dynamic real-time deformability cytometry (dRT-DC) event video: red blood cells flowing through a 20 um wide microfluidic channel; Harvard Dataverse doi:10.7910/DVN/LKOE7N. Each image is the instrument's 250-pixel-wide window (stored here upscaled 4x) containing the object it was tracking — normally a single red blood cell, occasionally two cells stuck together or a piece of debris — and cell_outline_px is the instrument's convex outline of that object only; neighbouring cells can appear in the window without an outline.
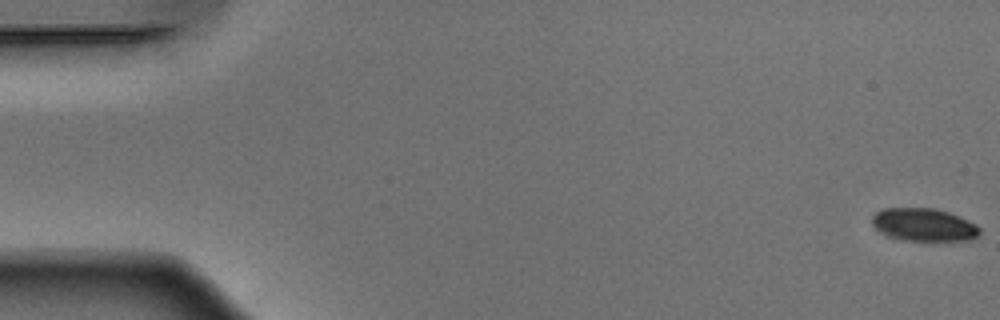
{"species": "Egyptian fruit bat (a non-hibernating species)", "species_latin": "Rousettus aegyptiacus", "temperature_condition": "warm", "stored_images_in_passage": 20, "camera_frame_rate_fps": 3000, "um_per_image_px": 0.085, "animal": {"sex": "male"}, "frame": {"image": 1, "passage_image": 1, "time_ms": 0.0, "image_size_px": [1000, 320], "cell_outline_px": [[980, 232], [976, 236], [968, 240], [904, 240], [888, 236], [880, 232], [876, 228], [872, 220], [872, 216], [876, 212], [884, 208], [932, 208], [948, 212], [976, 224], [980, 228]], "centroid_in_image_um": [78.5, 19.1], "position_along_channel_um": 6.5, "area_um2": 20.29}}
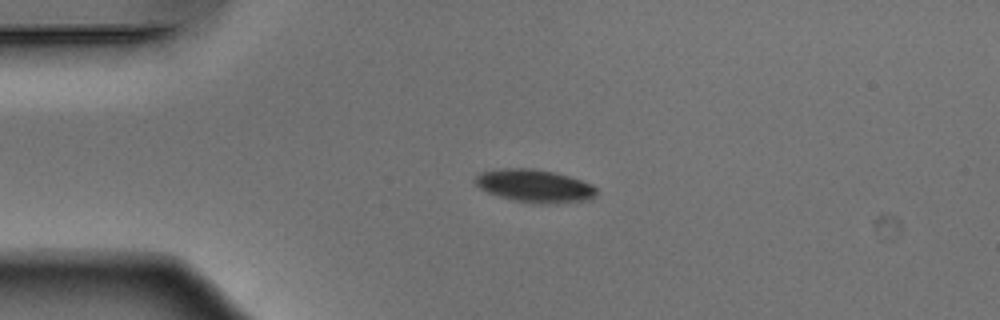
{"frame": {"image": 2, "passage_image": 13, "time_ms": 4.0, "image_size_px": [1000, 320], "cell_outline_px": [[596, 192], [592, 200], [556, 204], [540, 204], [512, 200], [488, 192], [480, 188], [476, 184], [476, 176], [480, 172], [504, 168], [532, 168], [556, 172], [592, 184], [596, 188]], "centroid_in_image_um": [45.48, 15.81], "position_along_channel_um": 39.5, "area_um2": 23.35}}
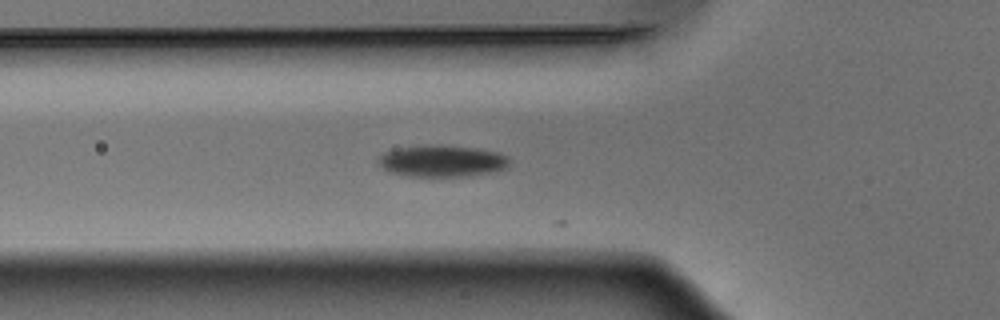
{"frame": {"image": 3, "passage_image": 19, "time_ms": 6.0, "image_size_px": [1000, 320], "cell_outline_px": [[508, 168], [468, 176], [408, 176], [388, 172], [380, 168], [376, 164], [376, 160], [384, 152], [392, 148], [440, 144], [476, 148], [500, 152], [508, 156]], "centroid_in_image_um": [37.5, 13.67], "position_along_channel_um": 88.3, "area_um2": 24.57}}